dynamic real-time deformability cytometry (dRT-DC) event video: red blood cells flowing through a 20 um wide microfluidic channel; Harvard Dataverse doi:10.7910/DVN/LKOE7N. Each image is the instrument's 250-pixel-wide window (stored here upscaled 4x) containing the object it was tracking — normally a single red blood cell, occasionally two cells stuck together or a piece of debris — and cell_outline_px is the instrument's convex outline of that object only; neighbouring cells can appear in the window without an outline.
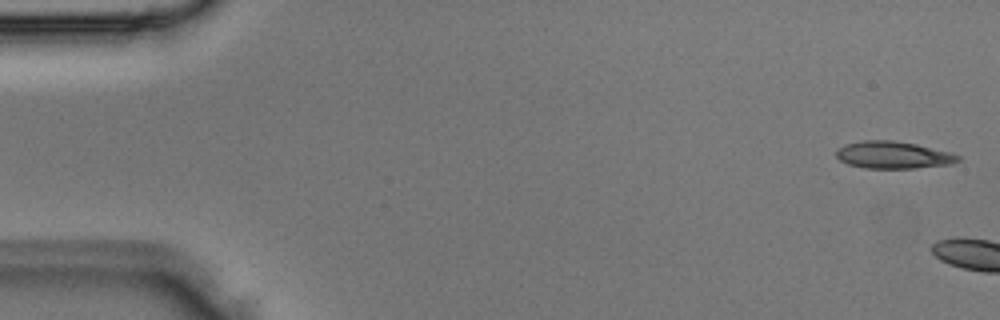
{"species": "Egyptian fruit bat (a non-hibernating species)", "species_latin": "Rousettus aegyptiacus", "temperature_condition": "room temperature", "stored_images_in_passage": 5, "camera_frame_rate_fps": 3000, "um_per_image_px": 0.085, "animal": {"sex": "male"}, "frame": {"image": 1, "passage_image": 1, "time_ms": 0.0, "image_size_px": [1000, 320], "cell_outline_px": [[960, 160], [952, 164], [916, 168], [864, 168], [848, 164], [840, 160], [836, 156], [836, 148], [844, 144], [860, 140], [892, 140], [916, 144], [952, 152], [960, 156]], "centroid_in_image_um": [75.91, 13.16], "position_along_channel_um": 9.1, "area_um2": 19.54}}
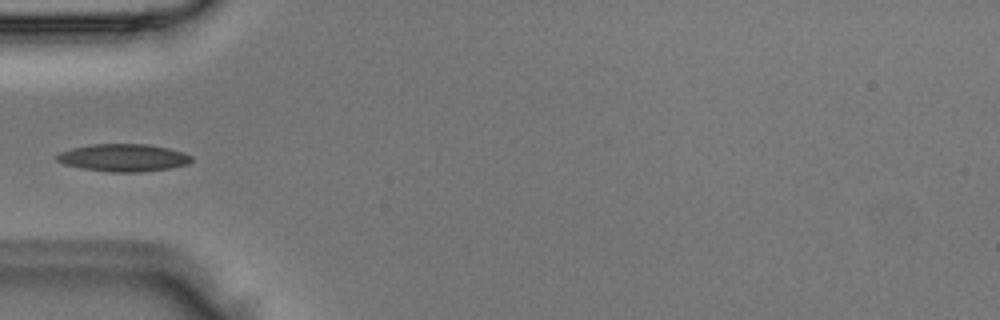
{"frame": {"image": 2, "passage_image": 5, "time_ms": 1.333, "image_size_px": [1000, 320], "cell_outline_px": [[192, 160], [188, 164], [168, 168], [140, 172], [112, 172], [80, 168], [64, 164], [56, 160], [56, 156], [60, 152], [72, 148], [92, 144], [144, 144], [168, 148], [184, 152], [192, 156]], "centroid_in_image_um": [10.48, 13.4], "position_along_channel_um": 74.5, "area_um2": 21.5}}